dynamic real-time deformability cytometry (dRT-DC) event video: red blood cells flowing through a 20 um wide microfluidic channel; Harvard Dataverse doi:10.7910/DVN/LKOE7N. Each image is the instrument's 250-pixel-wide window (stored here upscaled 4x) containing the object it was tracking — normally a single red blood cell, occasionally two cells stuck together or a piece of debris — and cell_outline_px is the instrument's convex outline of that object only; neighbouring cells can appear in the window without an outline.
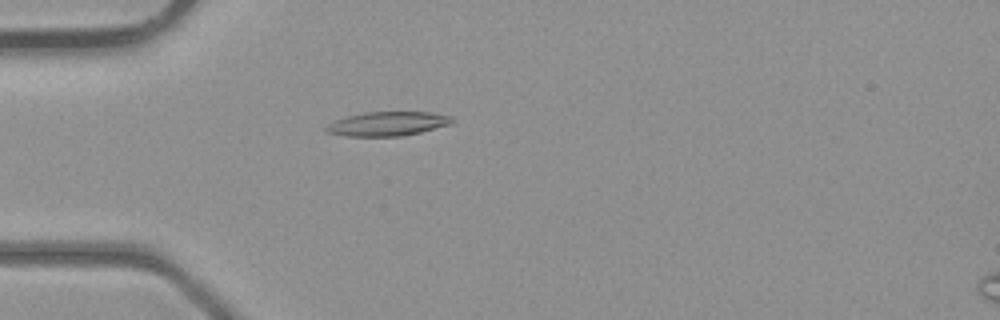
{"species": "common noctule bat (a hibernating species)", "species_latin": "Nyctalus noctula", "temperature_condition": "room temperature", "stored_images_in_passage": 28, "camera_frame_rate_fps": 3000, "um_per_image_px": 0.085, "animal": {"sex": "male", "body_mass_g": 23.1, "forearm_length_mm": 52.7}, "frame": {"image": 1, "passage_image": 2, "time_ms": 0.333, "image_size_px": [1000, 320], "cell_outline_px": [[452, 120], [448, 124], [420, 132], [400, 136], [344, 136], [328, 132], [324, 128], [328, 124], [336, 120], [348, 116], [364, 112], [432, 112], [452, 116]], "centroid_in_image_um": [32.91, 10.51], "position_along_channel_um": 52.1, "area_um2": 17.46}}
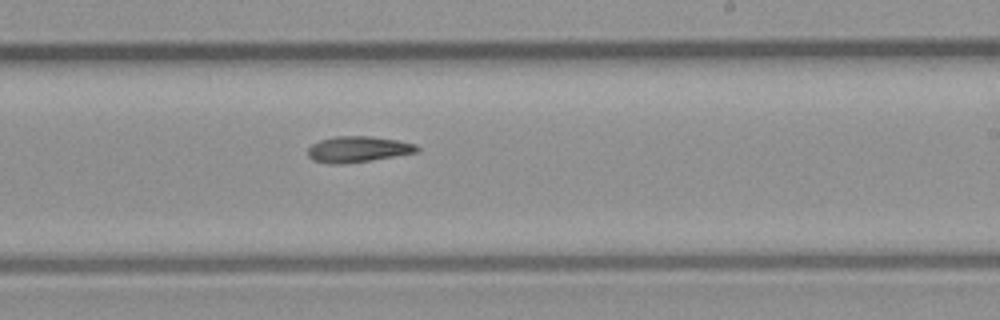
{"frame": {"image": 2, "passage_image": 15, "time_ms": 4.667, "image_size_px": [1000, 320], "cell_outline_px": [[420, 152], [368, 160], [340, 164], [332, 164], [312, 160], [308, 156], [308, 148], [312, 144], [320, 140], [336, 136], [368, 136], [396, 140], [416, 144], [420, 148]], "centroid_in_image_um": [30.42, 12.68], "position_along_channel_um": 258.6, "area_um2": 16.36}}
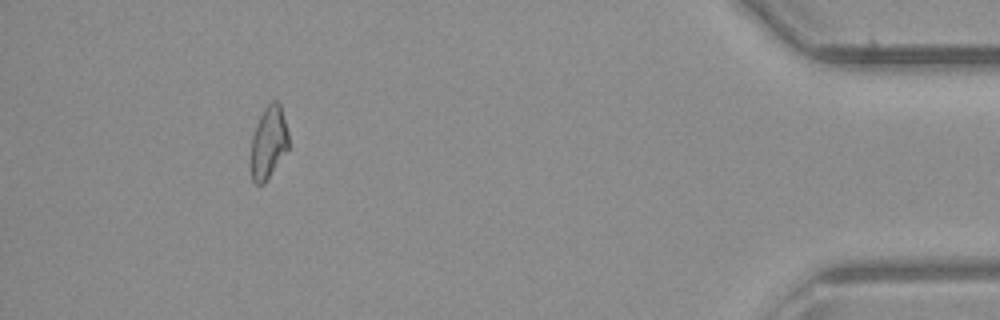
{"frame": {"image": 3, "passage_image": 28, "time_ms": 9.0, "image_size_px": [1000, 320], "cell_outline_px": [[288, 148], [264, 184], [256, 184], [252, 180], [252, 136], [256, 124], [264, 108], [272, 100], [276, 100], [280, 104], [288, 132]], "centroid_in_image_um": [22.83, 12.08], "position_along_channel_um": 412.4, "area_um2": 15.55}}